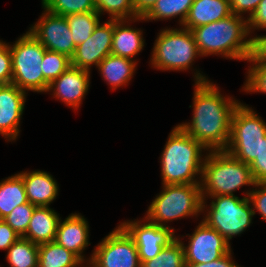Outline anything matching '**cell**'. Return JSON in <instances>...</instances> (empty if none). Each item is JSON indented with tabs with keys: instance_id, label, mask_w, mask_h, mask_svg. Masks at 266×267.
<instances>
[{
	"instance_id": "cell-38",
	"label": "cell",
	"mask_w": 266,
	"mask_h": 267,
	"mask_svg": "<svg viewBox=\"0 0 266 267\" xmlns=\"http://www.w3.org/2000/svg\"><path fill=\"white\" fill-rule=\"evenodd\" d=\"M260 1L261 0H230L232 14L245 17L248 20L255 12Z\"/></svg>"
},
{
	"instance_id": "cell-1",
	"label": "cell",
	"mask_w": 266,
	"mask_h": 267,
	"mask_svg": "<svg viewBox=\"0 0 266 267\" xmlns=\"http://www.w3.org/2000/svg\"><path fill=\"white\" fill-rule=\"evenodd\" d=\"M192 119L178 125L208 151L225 150L231 134V119L241 102L233 95H224L213 81L194 83Z\"/></svg>"
},
{
	"instance_id": "cell-41",
	"label": "cell",
	"mask_w": 266,
	"mask_h": 267,
	"mask_svg": "<svg viewBox=\"0 0 266 267\" xmlns=\"http://www.w3.org/2000/svg\"><path fill=\"white\" fill-rule=\"evenodd\" d=\"M158 0H133L135 15L144 17L156 4Z\"/></svg>"
},
{
	"instance_id": "cell-18",
	"label": "cell",
	"mask_w": 266,
	"mask_h": 267,
	"mask_svg": "<svg viewBox=\"0 0 266 267\" xmlns=\"http://www.w3.org/2000/svg\"><path fill=\"white\" fill-rule=\"evenodd\" d=\"M145 22L143 17L129 20H114L111 54L139 62L138 56L146 45L144 30L132 26V23Z\"/></svg>"
},
{
	"instance_id": "cell-22",
	"label": "cell",
	"mask_w": 266,
	"mask_h": 267,
	"mask_svg": "<svg viewBox=\"0 0 266 267\" xmlns=\"http://www.w3.org/2000/svg\"><path fill=\"white\" fill-rule=\"evenodd\" d=\"M231 14L230 0H194L182 27L192 30Z\"/></svg>"
},
{
	"instance_id": "cell-32",
	"label": "cell",
	"mask_w": 266,
	"mask_h": 267,
	"mask_svg": "<svg viewBox=\"0 0 266 267\" xmlns=\"http://www.w3.org/2000/svg\"><path fill=\"white\" fill-rule=\"evenodd\" d=\"M71 65V58L55 51L47 50L44 53L41 69L44 79L50 84L65 72Z\"/></svg>"
},
{
	"instance_id": "cell-11",
	"label": "cell",
	"mask_w": 266,
	"mask_h": 267,
	"mask_svg": "<svg viewBox=\"0 0 266 267\" xmlns=\"http://www.w3.org/2000/svg\"><path fill=\"white\" fill-rule=\"evenodd\" d=\"M177 237L183 245L186 264L211 262L232 250L231 243L202 220L198 222L191 234L188 233L185 236L177 234ZM184 237L188 240L186 238L184 240Z\"/></svg>"
},
{
	"instance_id": "cell-40",
	"label": "cell",
	"mask_w": 266,
	"mask_h": 267,
	"mask_svg": "<svg viewBox=\"0 0 266 267\" xmlns=\"http://www.w3.org/2000/svg\"><path fill=\"white\" fill-rule=\"evenodd\" d=\"M233 253V250H231L219 259L207 263L186 264V267H242L233 258Z\"/></svg>"
},
{
	"instance_id": "cell-25",
	"label": "cell",
	"mask_w": 266,
	"mask_h": 267,
	"mask_svg": "<svg viewBox=\"0 0 266 267\" xmlns=\"http://www.w3.org/2000/svg\"><path fill=\"white\" fill-rule=\"evenodd\" d=\"M194 0H158L154 7L143 17L145 22L168 21L177 19L182 26Z\"/></svg>"
},
{
	"instance_id": "cell-34",
	"label": "cell",
	"mask_w": 266,
	"mask_h": 267,
	"mask_svg": "<svg viewBox=\"0 0 266 267\" xmlns=\"http://www.w3.org/2000/svg\"><path fill=\"white\" fill-rule=\"evenodd\" d=\"M243 194L249 198L254 216L260 214L261 220L266 221V183H255L250 190H244Z\"/></svg>"
},
{
	"instance_id": "cell-39",
	"label": "cell",
	"mask_w": 266,
	"mask_h": 267,
	"mask_svg": "<svg viewBox=\"0 0 266 267\" xmlns=\"http://www.w3.org/2000/svg\"><path fill=\"white\" fill-rule=\"evenodd\" d=\"M20 236L3 220L0 219V250L7 251Z\"/></svg>"
},
{
	"instance_id": "cell-19",
	"label": "cell",
	"mask_w": 266,
	"mask_h": 267,
	"mask_svg": "<svg viewBox=\"0 0 266 267\" xmlns=\"http://www.w3.org/2000/svg\"><path fill=\"white\" fill-rule=\"evenodd\" d=\"M24 181L28 202L36 207L50 206L59 196V184L47 171L24 170L18 172Z\"/></svg>"
},
{
	"instance_id": "cell-33",
	"label": "cell",
	"mask_w": 266,
	"mask_h": 267,
	"mask_svg": "<svg viewBox=\"0 0 266 267\" xmlns=\"http://www.w3.org/2000/svg\"><path fill=\"white\" fill-rule=\"evenodd\" d=\"M35 205L25 203L17 206L9 215L3 220L20 236L26 234L29 222L33 215Z\"/></svg>"
},
{
	"instance_id": "cell-8",
	"label": "cell",
	"mask_w": 266,
	"mask_h": 267,
	"mask_svg": "<svg viewBox=\"0 0 266 267\" xmlns=\"http://www.w3.org/2000/svg\"><path fill=\"white\" fill-rule=\"evenodd\" d=\"M12 56V81L25 92L45 94L49 83L44 79L41 62L46 48L27 30L9 43Z\"/></svg>"
},
{
	"instance_id": "cell-5",
	"label": "cell",
	"mask_w": 266,
	"mask_h": 267,
	"mask_svg": "<svg viewBox=\"0 0 266 267\" xmlns=\"http://www.w3.org/2000/svg\"><path fill=\"white\" fill-rule=\"evenodd\" d=\"M161 189L144 215L149 222L170 228L176 233L171 222L183 218H202L201 184L162 185Z\"/></svg>"
},
{
	"instance_id": "cell-36",
	"label": "cell",
	"mask_w": 266,
	"mask_h": 267,
	"mask_svg": "<svg viewBox=\"0 0 266 267\" xmlns=\"http://www.w3.org/2000/svg\"><path fill=\"white\" fill-rule=\"evenodd\" d=\"M12 56L9 42L0 39V84H11Z\"/></svg>"
},
{
	"instance_id": "cell-3",
	"label": "cell",
	"mask_w": 266,
	"mask_h": 267,
	"mask_svg": "<svg viewBox=\"0 0 266 267\" xmlns=\"http://www.w3.org/2000/svg\"><path fill=\"white\" fill-rule=\"evenodd\" d=\"M208 150L178 124L170 131L159 157L162 185L201 184Z\"/></svg>"
},
{
	"instance_id": "cell-35",
	"label": "cell",
	"mask_w": 266,
	"mask_h": 267,
	"mask_svg": "<svg viewBox=\"0 0 266 267\" xmlns=\"http://www.w3.org/2000/svg\"><path fill=\"white\" fill-rule=\"evenodd\" d=\"M247 22L250 36L257 42L260 39V35L256 34L255 31H266V0L260 1L255 12L250 16Z\"/></svg>"
},
{
	"instance_id": "cell-27",
	"label": "cell",
	"mask_w": 266,
	"mask_h": 267,
	"mask_svg": "<svg viewBox=\"0 0 266 267\" xmlns=\"http://www.w3.org/2000/svg\"><path fill=\"white\" fill-rule=\"evenodd\" d=\"M38 250L39 245L20 237L6 251L7 265L9 267H38Z\"/></svg>"
},
{
	"instance_id": "cell-7",
	"label": "cell",
	"mask_w": 266,
	"mask_h": 267,
	"mask_svg": "<svg viewBox=\"0 0 266 267\" xmlns=\"http://www.w3.org/2000/svg\"><path fill=\"white\" fill-rule=\"evenodd\" d=\"M202 199V221L229 243L233 237L241 236L253 224L254 212L245 195H220Z\"/></svg>"
},
{
	"instance_id": "cell-42",
	"label": "cell",
	"mask_w": 266,
	"mask_h": 267,
	"mask_svg": "<svg viewBox=\"0 0 266 267\" xmlns=\"http://www.w3.org/2000/svg\"><path fill=\"white\" fill-rule=\"evenodd\" d=\"M266 49V34L260 35V39L256 42V51L263 52Z\"/></svg>"
},
{
	"instance_id": "cell-14",
	"label": "cell",
	"mask_w": 266,
	"mask_h": 267,
	"mask_svg": "<svg viewBox=\"0 0 266 267\" xmlns=\"http://www.w3.org/2000/svg\"><path fill=\"white\" fill-rule=\"evenodd\" d=\"M114 20L100 22L92 35L83 43L76 46L71 57V65L92 72V68L111 54Z\"/></svg>"
},
{
	"instance_id": "cell-26",
	"label": "cell",
	"mask_w": 266,
	"mask_h": 267,
	"mask_svg": "<svg viewBox=\"0 0 266 267\" xmlns=\"http://www.w3.org/2000/svg\"><path fill=\"white\" fill-rule=\"evenodd\" d=\"M246 62L249 66L246 69L244 84L239 90L248 94H266V57L255 51Z\"/></svg>"
},
{
	"instance_id": "cell-23",
	"label": "cell",
	"mask_w": 266,
	"mask_h": 267,
	"mask_svg": "<svg viewBox=\"0 0 266 267\" xmlns=\"http://www.w3.org/2000/svg\"><path fill=\"white\" fill-rule=\"evenodd\" d=\"M28 203L22 177L15 173L0 180V219L9 215L17 206Z\"/></svg>"
},
{
	"instance_id": "cell-15",
	"label": "cell",
	"mask_w": 266,
	"mask_h": 267,
	"mask_svg": "<svg viewBox=\"0 0 266 267\" xmlns=\"http://www.w3.org/2000/svg\"><path fill=\"white\" fill-rule=\"evenodd\" d=\"M91 72L72 65L57 79L53 80L45 94H50L56 101L64 103L72 110L81 108L90 89Z\"/></svg>"
},
{
	"instance_id": "cell-28",
	"label": "cell",
	"mask_w": 266,
	"mask_h": 267,
	"mask_svg": "<svg viewBox=\"0 0 266 267\" xmlns=\"http://www.w3.org/2000/svg\"><path fill=\"white\" fill-rule=\"evenodd\" d=\"M75 46L85 42L102 21L97 12H84L65 16Z\"/></svg>"
},
{
	"instance_id": "cell-4",
	"label": "cell",
	"mask_w": 266,
	"mask_h": 267,
	"mask_svg": "<svg viewBox=\"0 0 266 267\" xmlns=\"http://www.w3.org/2000/svg\"><path fill=\"white\" fill-rule=\"evenodd\" d=\"M170 27L161 28L157 33L150 53L149 66L162 72L180 73L191 70L194 83L211 81L199 68L194 69L196 60L202 57L192 31L182 26Z\"/></svg>"
},
{
	"instance_id": "cell-12",
	"label": "cell",
	"mask_w": 266,
	"mask_h": 267,
	"mask_svg": "<svg viewBox=\"0 0 266 267\" xmlns=\"http://www.w3.org/2000/svg\"><path fill=\"white\" fill-rule=\"evenodd\" d=\"M43 11L27 29L47 50L63 53L71 58L76 46L69 24L64 16Z\"/></svg>"
},
{
	"instance_id": "cell-20",
	"label": "cell",
	"mask_w": 266,
	"mask_h": 267,
	"mask_svg": "<svg viewBox=\"0 0 266 267\" xmlns=\"http://www.w3.org/2000/svg\"><path fill=\"white\" fill-rule=\"evenodd\" d=\"M138 64L134 60L110 54L99 63L96 69L111 91H116L130 84L138 70Z\"/></svg>"
},
{
	"instance_id": "cell-30",
	"label": "cell",
	"mask_w": 266,
	"mask_h": 267,
	"mask_svg": "<svg viewBox=\"0 0 266 267\" xmlns=\"http://www.w3.org/2000/svg\"><path fill=\"white\" fill-rule=\"evenodd\" d=\"M96 12L102 15L108 14V20L135 19L133 0H94Z\"/></svg>"
},
{
	"instance_id": "cell-2",
	"label": "cell",
	"mask_w": 266,
	"mask_h": 267,
	"mask_svg": "<svg viewBox=\"0 0 266 267\" xmlns=\"http://www.w3.org/2000/svg\"><path fill=\"white\" fill-rule=\"evenodd\" d=\"M201 57L218 56L223 59L245 61L256 51V42L248 31L245 17L230 16L193 28Z\"/></svg>"
},
{
	"instance_id": "cell-24",
	"label": "cell",
	"mask_w": 266,
	"mask_h": 267,
	"mask_svg": "<svg viewBox=\"0 0 266 267\" xmlns=\"http://www.w3.org/2000/svg\"><path fill=\"white\" fill-rule=\"evenodd\" d=\"M84 264L76 254L55 241L39 245L38 267H84Z\"/></svg>"
},
{
	"instance_id": "cell-21",
	"label": "cell",
	"mask_w": 266,
	"mask_h": 267,
	"mask_svg": "<svg viewBox=\"0 0 266 267\" xmlns=\"http://www.w3.org/2000/svg\"><path fill=\"white\" fill-rule=\"evenodd\" d=\"M60 214L50 206L35 207L23 238L41 245L55 240Z\"/></svg>"
},
{
	"instance_id": "cell-31",
	"label": "cell",
	"mask_w": 266,
	"mask_h": 267,
	"mask_svg": "<svg viewBox=\"0 0 266 267\" xmlns=\"http://www.w3.org/2000/svg\"><path fill=\"white\" fill-rule=\"evenodd\" d=\"M41 7L64 17L69 14L96 12L94 0H41Z\"/></svg>"
},
{
	"instance_id": "cell-17",
	"label": "cell",
	"mask_w": 266,
	"mask_h": 267,
	"mask_svg": "<svg viewBox=\"0 0 266 267\" xmlns=\"http://www.w3.org/2000/svg\"><path fill=\"white\" fill-rule=\"evenodd\" d=\"M62 219L61 217L58 223L54 241L65 249L72 251L85 264L90 263L92 256L85 255V250L91 245L90 227L87 218L79 212H72Z\"/></svg>"
},
{
	"instance_id": "cell-29",
	"label": "cell",
	"mask_w": 266,
	"mask_h": 267,
	"mask_svg": "<svg viewBox=\"0 0 266 267\" xmlns=\"http://www.w3.org/2000/svg\"><path fill=\"white\" fill-rule=\"evenodd\" d=\"M141 267H186L185 252L181 240L176 237L161 252L148 261H143Z\"/></svg>"
},
{
	"instance_id": "cell-37",
	"label": "cell",
	"mask_w": 266,
	"mask_h": 267,
	"mask_svg": "<svg viewBox=\"0 0 266 267\" xmlns=\"http://www.w3.org/2000/svg\"><path fill=\"white\" fill-rule=\"evenodd\" d=\"M249 167L255 183H266V137L262 141L261 153Z\"/></svg>"
},
{
	"instance_id": "cell-10",
	"label": "cell",
	"mask_w": 266,
	"mask_h": 267,
	"mask_svg": "<svg viewBox=\"0 0 266 267\" xmlns=\"http://www.w3.org/2000/svg\"><path fill=\"white\" fill-rule=\"evenodd\" d=\"M91 252L93 267H141L133 238L119 223Z\"/></svg>"
},
{
	"instance_id": "cell-13",
	"label": "cell",
	"mask_w": 266,
	"mask_h": 267,
	"mask_svg": "<svg viewBox=\"0 0 266 267\" xmlns=\"http://www.w3.org/2000/svg\"><path fill=\"white\" fill-rule=\"evenodd\" d=\"M119 224L133 238L139 254L140 263L156 257L163 247L177 237L172 229L149 222L144 216L124 220Z\"/></svg>"
},
{
	"instance_id": "cell-44",
	"label": "cell",
	"mask_w": 266,
	"mask_h": 267,
	"mask_svg": "<svg viewBox=\"0 0 266 267\" xmlns=\"http://www.w3.org/2000/svg\"><path fill=\"white\" fill-rule=\"evenodd\" d=\"M262 54L266 57V49L262 52Z\"/></svg>"
},
{
	"instance_id": "cell-16",
	"label": "cell",
	"mask_w": 266,
	"mask_h": 267,
	"mask_svg": "<svg viewBox=\"0 0 266 267\" xmlns=\"http://www.w3.org/2000/svg\"><path fill=\"white\" fill-rule=\"evenodd\" d=\"M28 94L12 83L0 84V135L8 143L20 136Z\"/></svg>"
},
{
	"instance_id": "cell-6",
	"label": "cell",
	"mask_w": 266,
	"mask_h": 267,
	"mask_svg": "<svg viewBox=\"0 0 266 267\" xmlns=\"http://www.w3.org/2000/svg\"><path fill=\"white\" fill-rule=\"evenodd\" d=\"M254 185L248 164L235 159L225 150L208 151L202 169V197L234 196L244 186L251 187V190Z\"/></svg>"
},
{
	"instance_id": "cell-9",
	"label": "cell",
	"mask_w": 266,
	"mask_h": 267,
	"mask_svg": "<svg viewBox=\"0 0 266 267\" xmlns=\"http://www.w3.org/2000/svg\"><path fill=\"white\" fill-rule=\"evenodd\" d=\"M248 104L240 102L231 119L230 140L225 151L250 165L261 153L266 137V122Z\"/></svg>"
},
{
	"instance_id": "cell-43",
	"label": "cell",
	"mask_w": 266,
	"mask_h": 267,
	"mask_svg": "<svg viewBox=\"0 0 266 267\" xmlns=\"http://www.w3.org/2000/svg\"><path fill=\"white\" fill-rule=\"evenodd\" d=\"M84 267H93L90 263L84 264Z\"/></svg>"
}]
</instances>
